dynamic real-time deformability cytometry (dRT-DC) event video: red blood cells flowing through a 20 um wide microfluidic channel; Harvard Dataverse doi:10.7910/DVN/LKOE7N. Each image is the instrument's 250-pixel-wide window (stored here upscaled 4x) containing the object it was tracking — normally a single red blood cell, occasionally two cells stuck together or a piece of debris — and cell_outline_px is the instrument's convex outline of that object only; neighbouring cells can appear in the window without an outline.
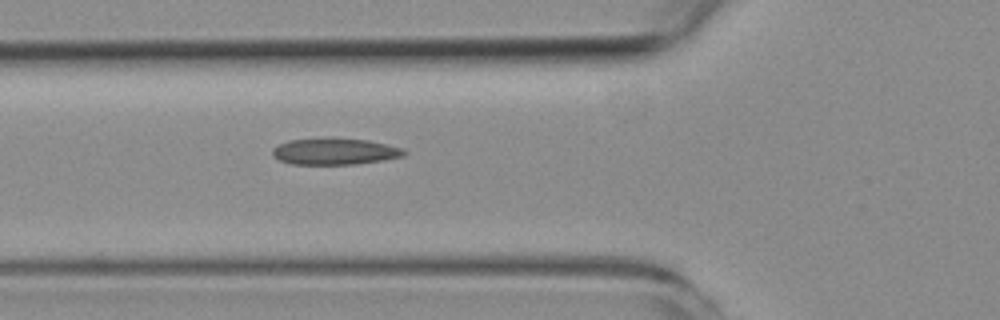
{"species": "common noctule bat (a hibernating species)", "species_latin": "Nyctalus noctula", "temperature_condition": "room temperature", "stored_images_in_passage": 7, "segment_of_instrument_passage": [1, 2], "camera_frame_rate_fps": 3000, "um_per_image_px": 0.085, "animal": {"sex": "female", "body_mass_g": 19.3, "forearm_length_mm": 54.1}, "frame": {"image": 1, "passage_image": 6, "time_ms": 5.667, "image_size_px": [1000, 320], "cell_outline_px": [[408, 152], [404, 156], [384, 160], [356, 164], [292, 164], [280, 160], [272, 152], [272, 148], [288, 140], [368, 140], [388, 144], [404, 148]], "centroid_in_image_um": [28.54, 12.9], "position_along_channel_um": 97.3, "area_um2": 19.65}}